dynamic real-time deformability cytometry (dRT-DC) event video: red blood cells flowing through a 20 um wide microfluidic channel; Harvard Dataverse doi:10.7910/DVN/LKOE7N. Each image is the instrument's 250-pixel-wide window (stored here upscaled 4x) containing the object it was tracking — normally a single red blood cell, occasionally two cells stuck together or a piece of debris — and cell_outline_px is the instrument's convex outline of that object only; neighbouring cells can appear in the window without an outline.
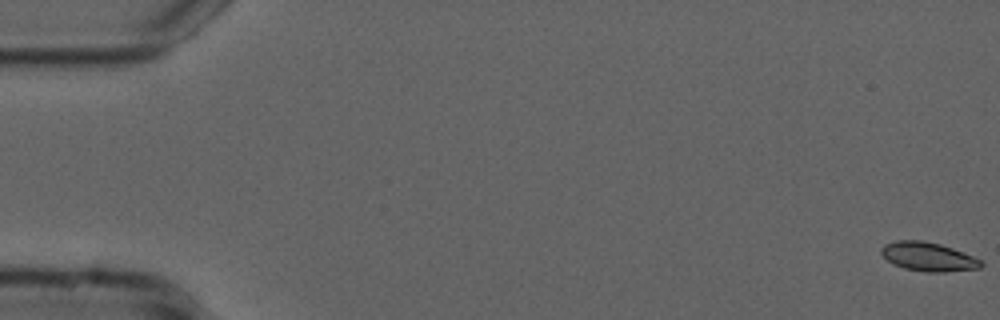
{"species": "common noctule bat (a hibernating species)", "species_latin": "Nyctalus noctula", "temperature_condition": "cold", "stored_images_in_passage": 55, "camera_frame_rate_fps": 3000, "um_per_image_px": 0.085, "animal": {"sex": "male", "forearm_length_mm": 52.5}, "frame": {"image": 1, "passage_image": 1, "time_ms": 0.0, "image_size_px": [1000, 320], "cell_outline_px": [[984, 264], [980, 268], [944, 272], [924, 272], [904, 268], [892, 264], [880, 252], [880, 248], [884, 244], [896, 240], [920, 240], [940, 244], [964, 252], [980, 260]], "centroid_in_image_um": [78.88, 21.82], "position_along_channel_um": 6.1, "area_um2": 16.82}}
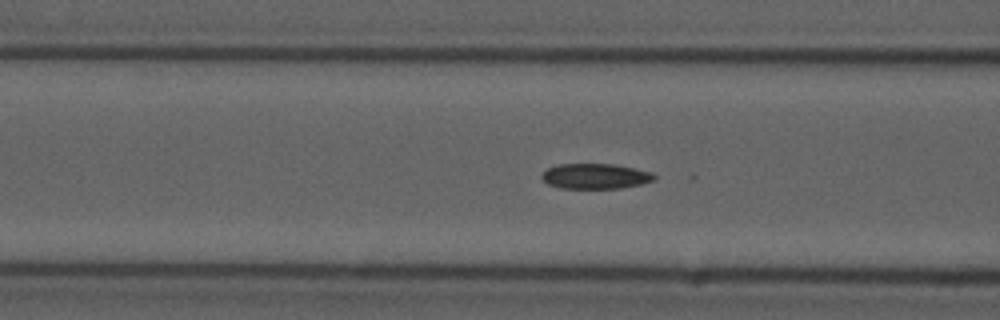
{"frame": {"image": 2, "passage_image": 22, "time_ms": 7.0, "image_size_px": [1000, 320], "cell_outline_px": [[656, 180], [644, 184], [620, 188], [560, 188], [548, 184], [540, 176], [548, 168], [556, 164], [612, 164], [652, 172], [656, 176]], "centroid_in_image_um": [50.63, 14.98], "position_along_channel_um": 116.0, "area_um2": 16.59}}
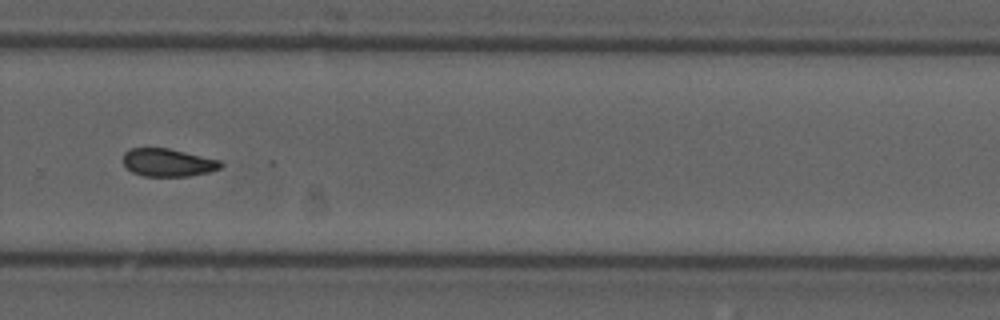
{"frame": {"image": 3, "passage_image": 38, "time_ms": 12.333, "image_size_px": [1000, 320], "cell_outline_px": [[224, 164], [220, 168], [208, 172], [188, 176], [144, 176], [132, 172], [124, 164], [124, 152], [128, 148], [168, 148], [220, 160]], "centroid_in_image_um": [14.27, 13.81], "position_along_channel_um": 315.5, "area_um2": 15.78}, "authors_computed_cell_mechanics": {"area_um2": 16.6464, "velocity_mm_per_s": 3.7438, "shape_relaxation_time_tau1_ms": 6.4064, "shape_relaxation_time_tau2_ms": 5.2058, "deformation_change_tau1": 0.1273, "deformation_change_tau2": 0.0968}}